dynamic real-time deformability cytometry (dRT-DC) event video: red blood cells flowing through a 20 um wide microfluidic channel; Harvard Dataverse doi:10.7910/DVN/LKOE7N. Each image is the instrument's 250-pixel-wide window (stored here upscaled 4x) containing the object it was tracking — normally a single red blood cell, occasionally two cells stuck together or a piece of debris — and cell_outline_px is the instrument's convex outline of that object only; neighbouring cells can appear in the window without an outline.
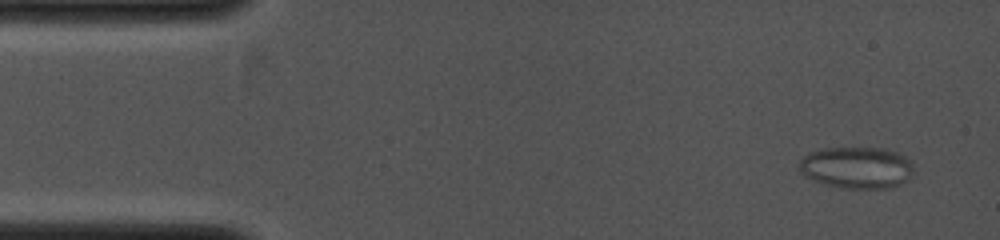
{"species": "common noctule bat (a hibernating species)", "species_latin": "Nyctalus noctula", "temperature_condition": "cold", "stored_images_in_passage": 27, "camera_frame_rate_fps": 4000, "um_per_image_px": 0.085, "animal": {"sex": "female", "body_mass_g": 19.0, "forearm_length_mm": 53.3}, "frame": {"image": 1, "passage_image": 4, "time_ms": 0.5, "image_size_px": [1000, 240], "cell_outline_px": [[912, 172], [908, 180], [900, 184], [888, 188], [840, 188], [820, 184], [804, 176], [800, 172], [800, 160], [804, 156], [812, 152], [824, 148], [884, 148], [896, 152], [904, 156], [912, 164]], "centroid_in_image_um": [72.79, 14.26], "position_along_channel_um": 12.2, "area_um2": 27.86}}
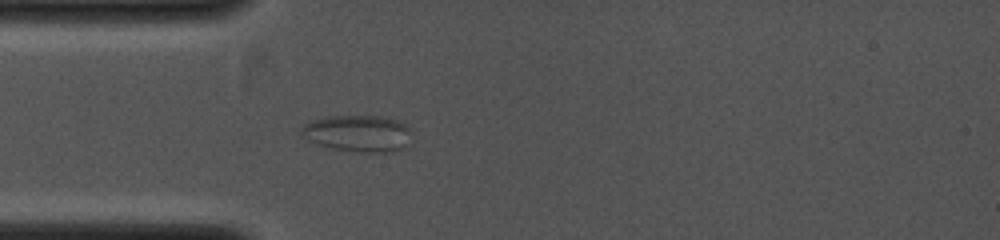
{"frame": {"image": 2, "passage_image": 20, "time_ms": 3.0, "image_size_px": [1000, 240], "cell_outline_px": [[408, 128], [404, 148], [392, 152], [360, 152], [332, 148], [320, 144], [312, 140], [304, 132], [304, 124], [312, 120], [324, 116], [380, 116], [396, 120], [404, 124]], "centroid_in_image_um": [30.44, 11.33], "position_along_channel_um": 54.6, "area_um2": 22.66}}
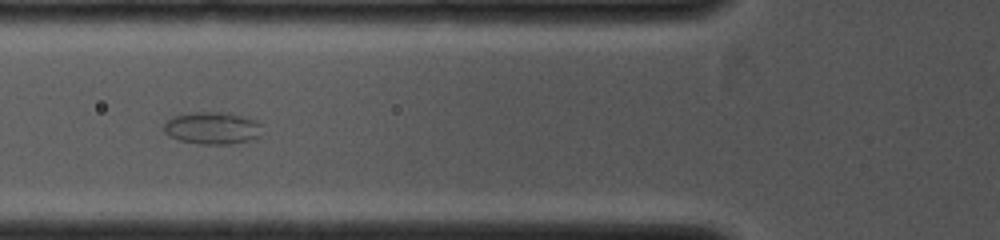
{"frame": {"image": 3, "passage_image": 26, "time_ms": 4.0, "image_size_px": [1000, 240], "cell_outline_px": [[260, 136], [252, 140], [232, 144], [200, 144], [180, 140], [164, 132], [164, 124], [172, 116], [188, 112], [224, 112], [256, 120], [260, 124]], "centroid_in_image_um": [18.04, 10.88], "position_along_channel_um": 107.8, "area_um2": 18.44}}